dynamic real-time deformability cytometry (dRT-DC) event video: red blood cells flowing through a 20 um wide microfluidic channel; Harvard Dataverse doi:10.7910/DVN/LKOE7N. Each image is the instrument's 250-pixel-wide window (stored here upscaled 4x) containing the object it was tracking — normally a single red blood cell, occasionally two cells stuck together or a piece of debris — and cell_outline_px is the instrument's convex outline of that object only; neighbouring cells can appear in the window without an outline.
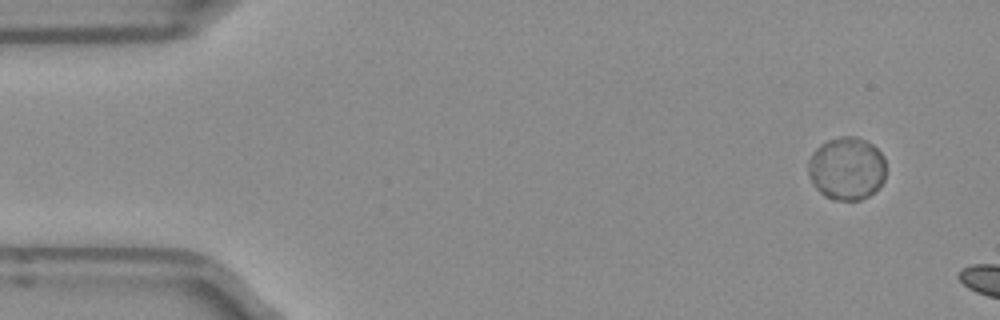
{"species": "Egyptian fruit bat (a non-hibernating species)", "species_latin": "Rousettus aegyptiacus", "temperature_condition": "room temperature", "stored_images_in_passage": 7, "camera_frame_rate_fps": 3000, "um_per_image_px": 0.085, "frame": {"image": 1, "passage_image": 1, "time_ms": 0.0, "image_size_px": [1000, 320], "cell_outline_px": [[884, 176], [880, 184], [872, 192], [856, 200], [848, 200], [828, 196], [824, 192], [872, 148], [884, 160]], "centroid_in_image_um": [73.05, 15.16], "position_along_channel_um": 11.9, "area_um2": 12.2}}